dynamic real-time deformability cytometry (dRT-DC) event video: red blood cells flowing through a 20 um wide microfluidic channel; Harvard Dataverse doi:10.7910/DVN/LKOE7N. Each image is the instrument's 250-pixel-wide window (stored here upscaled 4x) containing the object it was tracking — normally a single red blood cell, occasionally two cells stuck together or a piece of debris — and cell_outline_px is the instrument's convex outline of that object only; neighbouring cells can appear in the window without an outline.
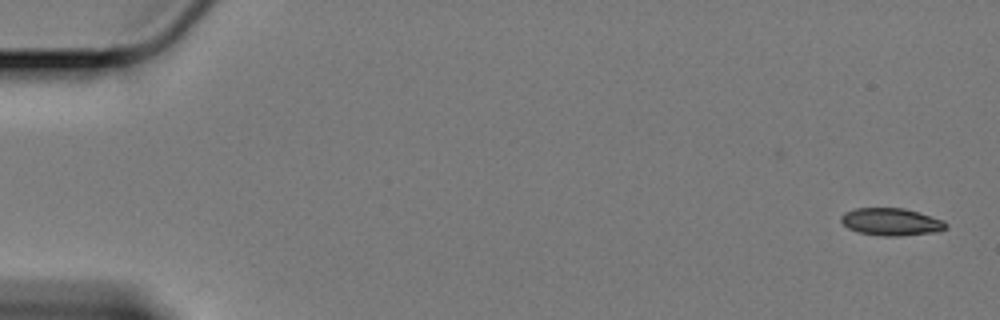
{"species": "Egyptian fruit bat (a non-hibernating species)", "species_latin": "Rousettus aegyptiacus", "temperature_condition": "cold", "stored_images_in_passage": 59, "camera_frame_rate_fps": 3000, "um_per_image_px": 0.085, "animal": {"sex": "female"}, "frame": {"image": 1, "passage_image": 1, "time_ms": 0.0, "image_size_px": [1000, 320], "cell_outline_px": [[948, 228], [936, 232], [900, 236], [884, 236], [860, 232], [848, 228], [840, 220], [840, 216], [844, 212], [856, 208], [904, 208], [944, 220], [948, 224]], "centroid_in_image_um": [75.77, 18.85], "position_along_channel_um": 9.2, "area_um2": 16.76}}
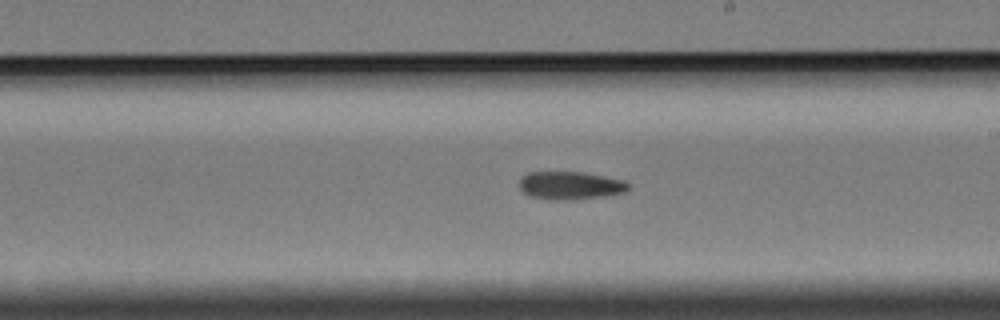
{"frame": {"image": 2, "passage_image": 34, "time_ms": 11.0, "image_size_px": [1000, 320], "cell_outline_px": [[628, 188], [624, 192], [604, 196], [564, 200], [552, 200], [528, 196], [520, 192], [520, 176], [528, 172], [584, 172], [624, 180], [628, 184]], "centroid_in_image_um": [48.4, 15.76], "position_along_channel_um": 240.6, "area_um2": 17.86}}
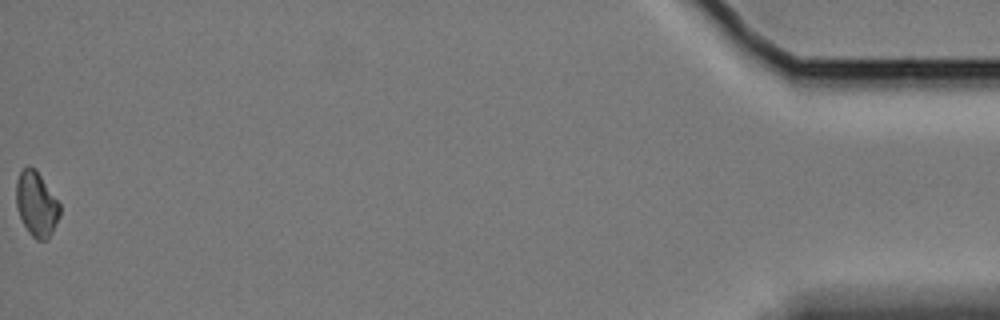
{"frame": {"image": 3, "passage_image": 59, "time_ms": 19.333, "image_size_px": [1000, 320], "cell_outline_px": [[60, 216], [48, 240], [36, 240], [28, 232], [16, 208], [16, 180], [20, 172], [28, 164], [36, 168], [60, 204]], "centroid_in_image_um": [3.09, 17.33], "position_along_channel_um": 432.1, "area_um2": 16.65}, "authors_computed_cell_mechanics": {"area_um2": 17.2244, "velocity_mm_per_s": 3.393, "shape_relaxation_time_tau1_ms": 4.5738, "shape_relaxation_time_tau2_ms": null, "deformation_change_tau1": 0.0879, "deformation_change_tau2": null}}